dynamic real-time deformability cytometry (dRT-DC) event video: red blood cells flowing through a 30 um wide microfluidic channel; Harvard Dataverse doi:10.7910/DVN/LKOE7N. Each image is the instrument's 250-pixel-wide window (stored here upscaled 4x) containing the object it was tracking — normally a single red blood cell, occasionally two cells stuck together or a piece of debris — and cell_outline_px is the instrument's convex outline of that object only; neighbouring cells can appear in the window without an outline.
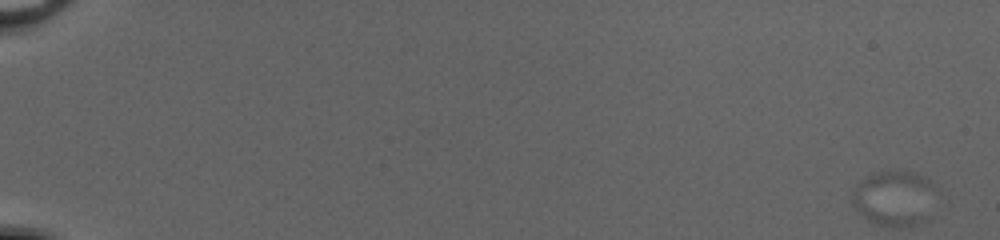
{"species": "common noctule bat (a hibernating species)", "species_latin": "Nyctalus noctula", "temperature_condition": "cold", "stored_images_in_passage": 60, "camera_frame_rate_fps": 3000, "um_per_image_px": 0.085, "animal": {"sex": "female", "body_mass_g": 20.0, "forearm_length_mm": 54.0}, "frame": {"image": 1, "passage_image": 1, "time_ms": 0.0, "image_size_px": [1000, 240], "cell_outline_px": [[928, 188], [920, 220], [916, 224], [880, 224], [868, 220], [852, 204], [852, 196], [860, 184], [872, 172], [884, 168], [912, 172], [928, 180]], "centroid_in_image_um": [75.79, 16.74], "position_along_channel_um": 9.2, "area_um2": 24.33}}
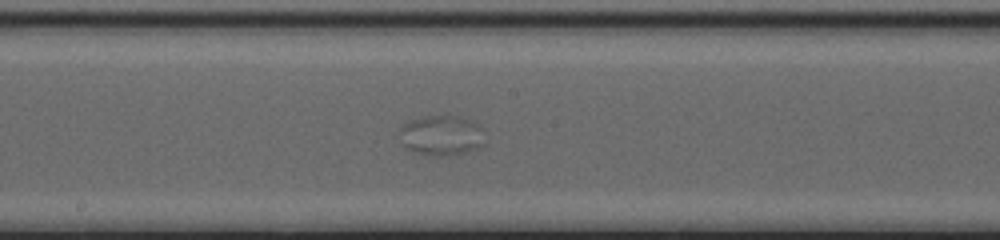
{"frame": {"image": 2, "passage_image": 35, "time_ms": 11.333, "image_size_px": [1000, 240], "cell_outline_px": [[480, 144], [476, 148], [464, 152], [444, 156], [432, 156], [408, 148], [404, 144], [400, 128], [408, 120], [424, 116], [460, 116], [476, 124], [480, 128]], "centroid_in_image_um": [37.47, 11.49], "position_along_channel_um": 210.7, "area_um2": 19.02}}
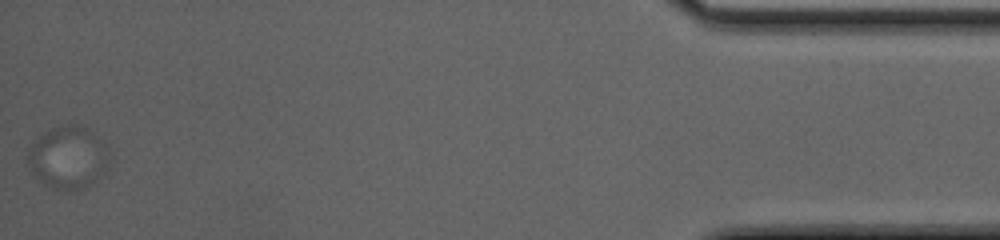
{"frame": {"image": 3, "passage_image": 60, "time_ms": 19.667, "image_size_px": [1000, 240], "cell_outline_px": [[104, 172], [88, 184], [80, 188], [52, 188], [40, 180], [32, 172], [28, 164], [28, 152], [36, 136], [60, 124], [80, 124], [88, 128], [92, 132], [96, 140], [104, 168]], "centroid_in_image_um": [5.6, 13.33], "position_along_channel_um": 429.6, "area_um2": 27.69}}